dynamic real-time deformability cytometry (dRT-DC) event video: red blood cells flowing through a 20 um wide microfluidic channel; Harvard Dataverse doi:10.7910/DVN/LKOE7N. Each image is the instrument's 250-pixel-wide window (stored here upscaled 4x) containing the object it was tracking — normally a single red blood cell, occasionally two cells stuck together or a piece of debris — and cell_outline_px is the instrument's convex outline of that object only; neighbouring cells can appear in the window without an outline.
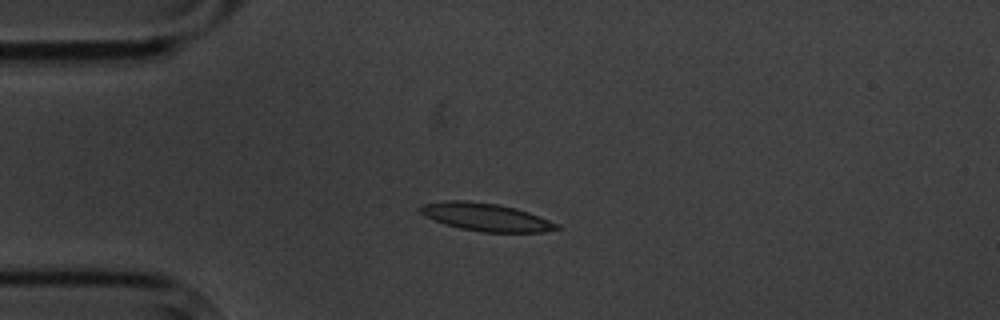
{"species": "common noctule bat (a hibernating species)", "species_latin": "Nyctalus noctula", "temperature_condition": "cold", "stored_images_in_passage": 13, "camera_frame_rate_fps": 3000, "um_per_image_px": 0.085, "animal": {"sex": "male", "body_mass_g": 20.1, "forearm_length_mm": 53.5}, "frame": {"image": 1, "passage_image": 4, "time_ms": 4.333, "image_size_px": [1000, 320], "cell_outline_px": [[560, 228], [544, 232], [484, 232], [460, 228], [424, 216], [416, 208], [420, 204], [448, 200], [464, 200], [496, 204], [516, 208], [528, 212], [560, 224]], "centroid_in_image_um": [41.29, 18.44], "position_along_channel_um": 43.7, "area_um2": 22.02}}
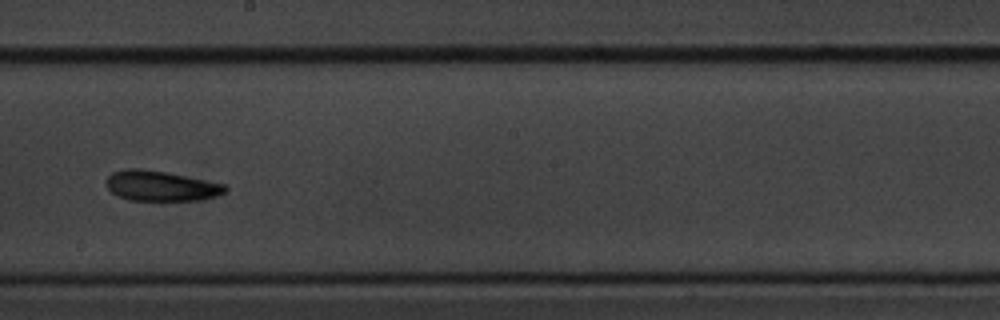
{"frame": {"image": 2, "passage_image": 9, "time_ms": 10.333, "image_size_px": [1000, 320], "cell_outline_px": [[228, 192], [204, 200], [160, 204], [128, 200], [116, 196], [108, 188], [108, 176], [112, 172], [124, 168], [140, 168], [168, 172], [224, 184], [228, 188]], "centroid_in_image_um": [13.71, 15.86], "position_along_channel_um": 234.5, "area_um2": 22.2}}
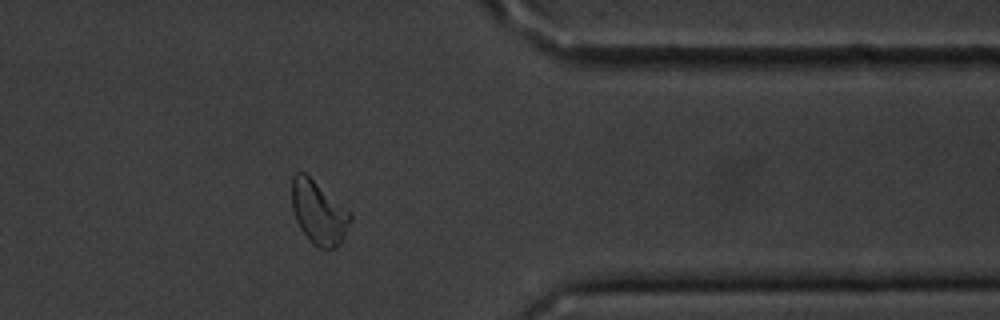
{"frame": {"image": 3, "passage_image": 13, "time_ms": 15.0, "image_size_px": [1000, 320], "cell_outline_px": [[352, 220], [344, 236], [336, 248], [316, 248], [308, 240], [300, 228], [296, 220], [292, 208], [292, 176], [296, 172], [304, 172], [352, 212]], "centroid_in_image_um": [27.09, 18.08], "position_along_channel_um": 384.3, "area_um2": 21.73}, "authors_computed_cell_mechanics": {"area_um2": 20.8658, "velocity_mm_per_s": 3.4992, "shape_relaxation_time_tau1_ms": 2.8299, "shape_relaxation_time_tau2_ms": 3.4823, "deformation_change_tau1": 0.109, "deformation_change_tau2": 0.1012}}